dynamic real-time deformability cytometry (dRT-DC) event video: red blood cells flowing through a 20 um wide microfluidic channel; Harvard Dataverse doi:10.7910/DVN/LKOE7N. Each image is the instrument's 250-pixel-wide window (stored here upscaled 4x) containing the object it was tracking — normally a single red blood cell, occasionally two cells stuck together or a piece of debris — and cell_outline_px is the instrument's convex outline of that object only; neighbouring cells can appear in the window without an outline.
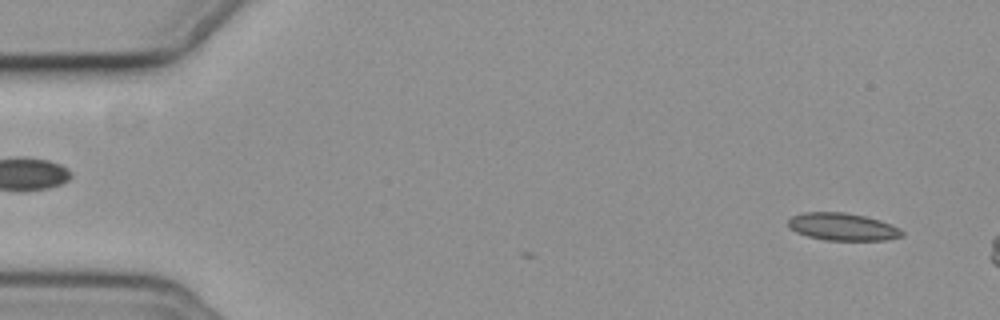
{"species": "common noctule bat (a hibernating species)", "species_latin": "Nyctalus noctula", "temperature_condition": "cold", "stored_images_in_passage": 7, "camera_frame_rate_fps": 3000, "um_per_image_px": 0.085, "animal": {"sex": "female", "body_mass_g": 19.3, "forearm_length_mm": 54.1}, "frame": {"image": 1, "passage_image": 3, "time_ms": 0.667, "image_size_px": [1000, 320], "cell_outline_px": [[904, 236], [884, 240], [824, 240], [808, 236], [796, 232], [788, 228], [788, 220], [792, 216], [804, 212], [844, 212], [864, 216], [880, 220], [892, 224], [900, 228], [904, 232]], "centroid_in_image_um": [71.63, 19.27], "position_along_channel_um": 13.4, "area_um2": 18.32}}